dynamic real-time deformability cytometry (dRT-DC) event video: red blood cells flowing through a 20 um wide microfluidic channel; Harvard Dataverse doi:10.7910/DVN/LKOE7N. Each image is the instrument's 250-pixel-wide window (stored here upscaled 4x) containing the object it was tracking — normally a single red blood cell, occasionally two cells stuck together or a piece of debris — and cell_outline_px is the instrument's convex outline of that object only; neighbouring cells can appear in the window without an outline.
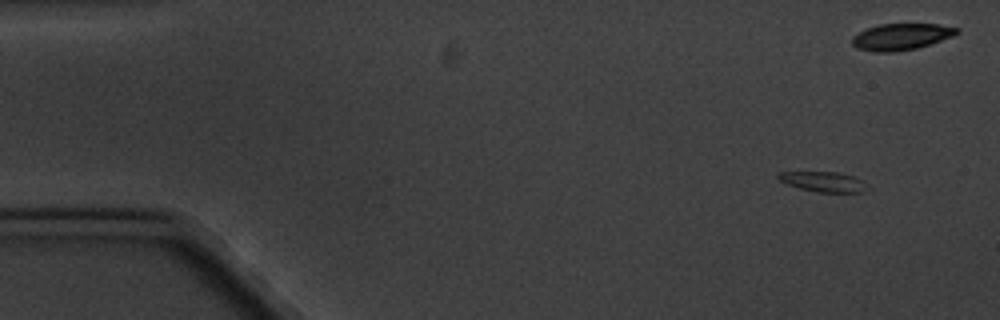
{"species": "common noctule bat (a hibernating species)", "species_latin": "Nyctalus noctula", "temperature_condition": "cold", "stored_images_in_passage": 10, "camera_frame_rate_fps": 3000, "um_per_image_px": 0.085, "animal": {"sex": "male", "body_mass_g": 20.1, "forearm_length_mm": 53.5}, "frame": {"image": 1, "passage_image": 1, "time_ms": 0.0, "image_size_px": [1000, 320], "cell_outline_px": [[872, 188], [860, 192], [816, 192], [800, 188], [788, 184], [780, 180], [776, 176], [776, 172], [840, 172], [852, 176], [860, 180]], "centroid_in_image_um": [70.0, 15.44], "position_along_channel_um": 15.0, "area_um2": 10.4}}